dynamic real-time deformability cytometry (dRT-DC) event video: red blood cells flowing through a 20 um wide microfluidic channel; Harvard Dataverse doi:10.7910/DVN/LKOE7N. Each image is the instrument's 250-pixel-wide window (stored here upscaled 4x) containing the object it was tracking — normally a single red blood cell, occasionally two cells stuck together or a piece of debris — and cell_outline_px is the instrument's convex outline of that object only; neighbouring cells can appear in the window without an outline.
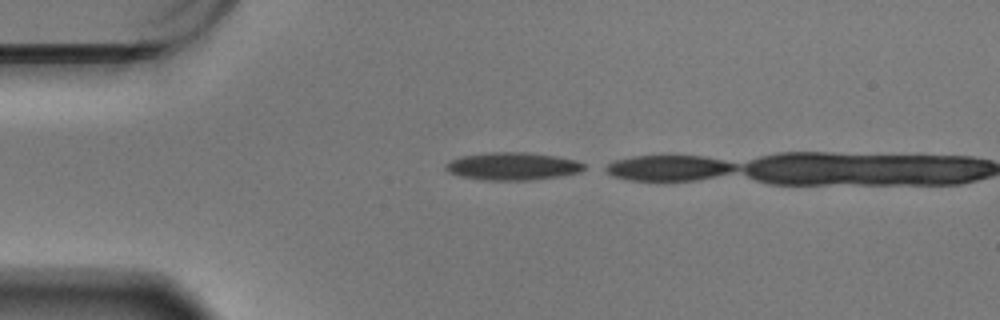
{"species": "Egyptian fruit bat (a non-hibernating species)", "species_latin": "Rousettus aegyptiacus", "temperature_condition": "warm", "stored_images_in_passage": 3, "camera_frame_rate_fps": 3000, "um_per_image_px": 0.085, "animal": {"sex": "male"}, "frame": {"image": 1, "passage_image": 1, "time_ms": 0.0, "image_size_px": [1000, 320], "cell_outline_px": [[588, 168], [580, 172], [560, 176], [528, 180], [484, 180], [460, 176], [448, 172], [444, 168], [444, 164], [460, 156], [488, 152], [528, 152], [556, 156], [576, 160], [584, 164]], "centroid_in_image_um": [43.57, 14.12], "position_along_channel_um": 41.4, "area_um2": 22.48}}